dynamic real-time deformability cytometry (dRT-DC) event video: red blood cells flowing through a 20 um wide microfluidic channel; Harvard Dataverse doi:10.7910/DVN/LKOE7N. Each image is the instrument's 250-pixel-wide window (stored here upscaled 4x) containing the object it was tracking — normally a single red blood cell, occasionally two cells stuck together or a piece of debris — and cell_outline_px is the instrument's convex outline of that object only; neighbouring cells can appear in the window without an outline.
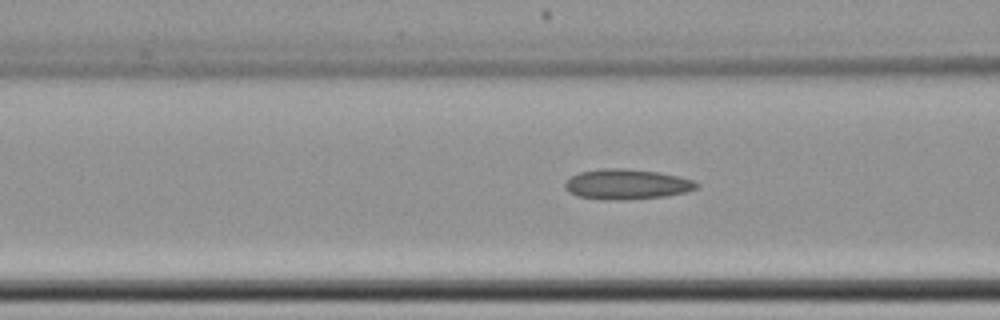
{"species": "common noctule bat (a hibernating species)", "species_latin": "Nyctalus noctula", "temperature_condition": "cold", "stored_images_in_passage": 46, "camera_frame_rate_fps": 3000, "um_per_image_px": 0.085, "animal": {"sex": "female", "body_mass_g": 22.7, "forearm_length_mm": 54.2}, "frame": {"image": 1, "passage_image": 24, "time_ms": 7.667, "image_size_px": [1000, 320], "cell_outline_px": [[700, 188], [688, 192], [668, 196], [624, 200], [604, 200], [580, 196], [568, 192], [564, 188], [564, 184], [572, 176], [580, 172], [604, 168], [624, 168], [660, 172], [680, 176], [692, 180], [700, 184]], "centroid_in_image_um": [53.34, 15.67], "position_along_channel_um": 113.3, "area_um2": 23.47}}
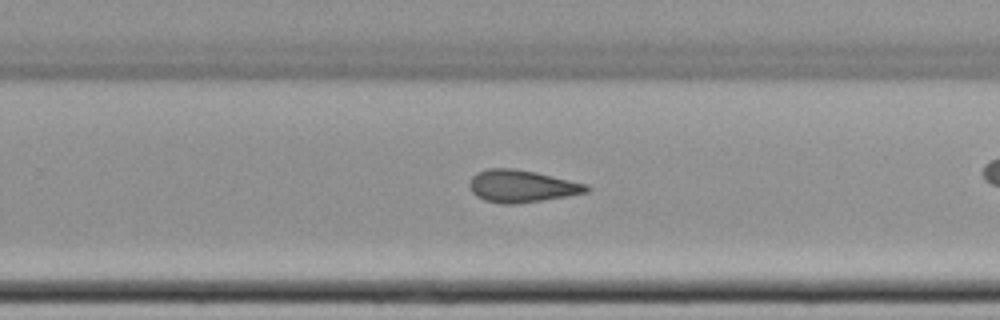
{"frame": {"image": 2, "passage_image": 38, "time_ms": 12.333, "image_size_px": [1000, 320], "cell_outline_px": [[588, 192], [568, 196], [516, 204], [500, 204], [484, 200], [476, 196], [472, 192], [468, 184], [472, 176], [476, 172], [488, 168], [512, 168], [536, 172], [588, 184]], "centroid_in_image_um": [44.31, 15.82], "position_along_channel_um": 285.5, "area_um2": 22.14}}
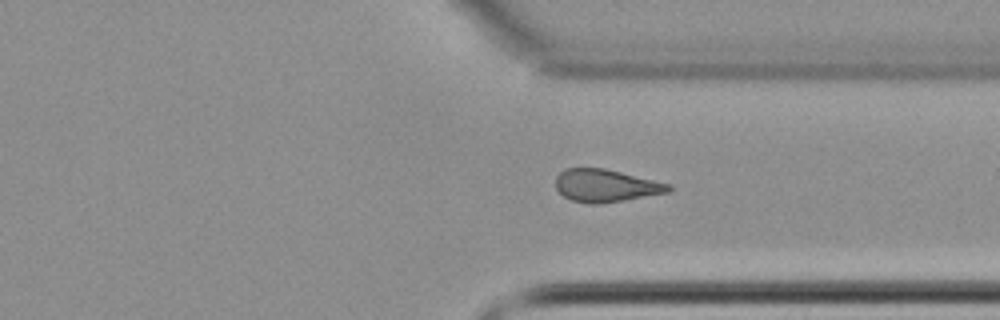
{"frame": {"image": 3, "passage_image": 44, "time_ms": 14.333, "image_size_px": [1000, 320], "cell_outline_px": [[672, 188], [668, 192], [600, 204], [588, 204], [572, 200], [564, 196], [556, 188], [556, 176], [564, 168], [604, 168], [672, 184]], "centroid_in_image_um": [51.48, 15.77], "position_along_channel_um": 359.9, "area_um2": 21.39}}